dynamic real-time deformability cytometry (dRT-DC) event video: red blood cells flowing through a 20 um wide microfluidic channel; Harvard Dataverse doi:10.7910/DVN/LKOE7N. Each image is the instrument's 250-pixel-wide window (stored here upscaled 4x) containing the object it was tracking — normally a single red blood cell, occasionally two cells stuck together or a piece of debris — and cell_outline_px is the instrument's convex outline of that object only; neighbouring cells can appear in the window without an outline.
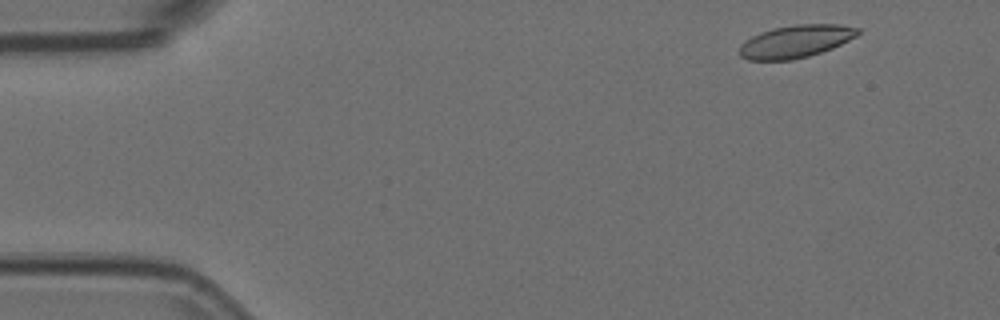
{"species": "Egyptian fruit bat (a non-hibernating species)", "species_latin": "Rousettus aegyptiacus", "temperature_condition": "room temperature", "stored_images_in_passage": 4, "camera_frame_rate_fps": 3000, "um_per_image_px": 0.085, "animal": {"sex": "female"}, "frame": {"image": 1, "passage_image": 1, "time_ms": 0.0, "image_size_px": [1000, 320], "cell_outline_px": [[860, 32], [856, 36], [832, 48], [808, 56], [792, 60], [748, 60], [740, 56], [740, 44], [752, 36], [760, 32], [772, 28], [796, 24], [840, 24], [860, 28]], "centroid_in_image_um": [67.63, 3.51], "position_along_channel_um": 17.4, "area_um2": 22.48}}
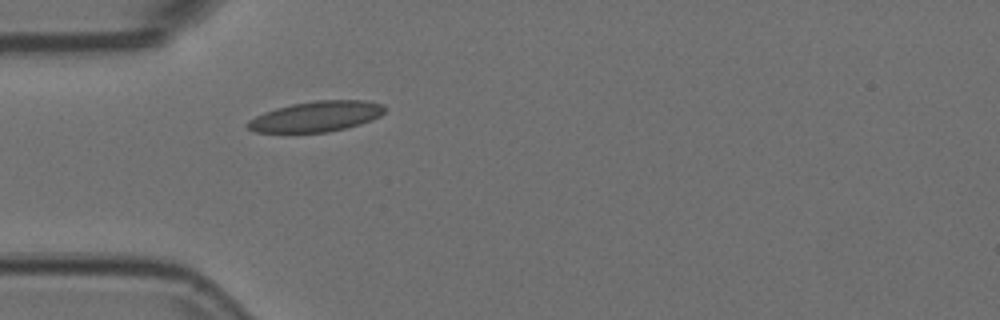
{"frame": {"image": 2, "passage_image": 4, "time_ms": 1.0, "image_size_px": [1000, 320], "cell_outline_px": [[384, 112], [380, 116], [372, 120], [360, 124], [328, 132], [256, 132], [248, 128], [248, 120], [264, 112], [276, 108], [292, 104], [316, 100], [364, 100], [384, 104]], "centroid_in_image_um": [26.91, 9.89], "position_along_channel_um": 58.1, "area_um2": 24.16}}